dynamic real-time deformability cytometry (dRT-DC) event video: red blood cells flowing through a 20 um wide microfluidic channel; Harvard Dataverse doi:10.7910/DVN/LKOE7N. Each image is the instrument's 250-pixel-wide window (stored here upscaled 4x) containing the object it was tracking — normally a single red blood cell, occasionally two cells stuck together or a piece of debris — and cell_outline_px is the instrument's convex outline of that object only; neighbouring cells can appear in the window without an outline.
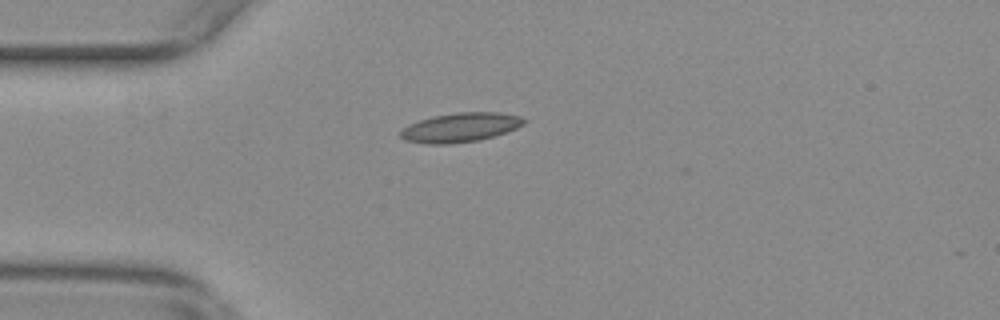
{"species": "common noctule bat (a hibernating species)", "species_latin": "Nyctalus noctula", "temperature_condition": "warm", "stored_images_in_passage": 42, "camera_frame_rate_fps": 3000, "um_per_image_px": 0.085, "animal": {"sex": "female", "body_mass_g": 29.2, "forearm_length_mm": 56.3}, "frame": {"image": 1, "passage_image": 1, "time_ms": 0.0, "image_size_px": [1000, 320], "cell_outline_px": [[528, 120], [524, 124], [516, 128], [480, 140], [448, 144], [428, 144], [404, 140], [400, 136], [400, 132], [408, 124], [432, 116], [456, 112], [500, 112], [520, 116]], "centroid_in_image_um": [39.13, 10.82], "position_along_channel_um": 45.9, "area_um2": 21.04}}
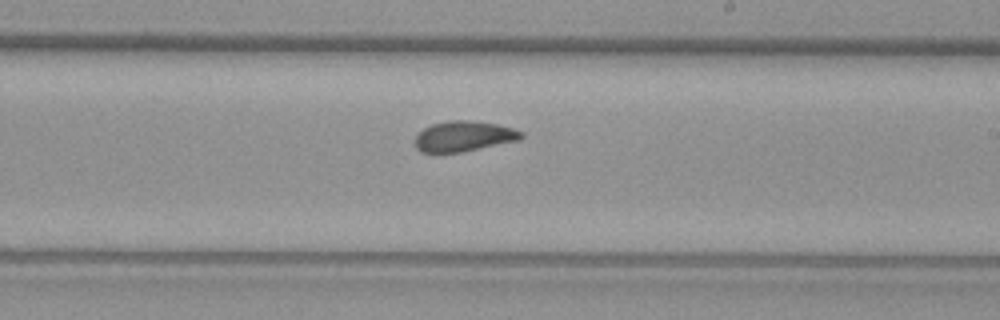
{"frame": {"image": 2, "passage_image": 19, "time_ms": 6.0, "image_size_px": [1000, 320], "cell_outline_px": [[524, 136], [520, 140], [460, 152], [420, 152], [416, 148], [416, 136], [424, 128], [432, 124], [448, 120], [472, 120], [496, 124], [512, 128], [524, 132]], "centroid_in_image_um": [39.45, 11.57], "position_along_channel_um": 249.6, "area_um2": 18.73}}
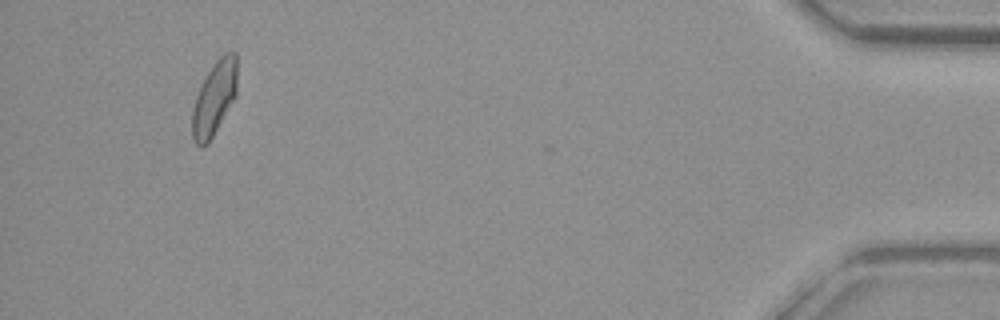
{"frame": {"image": 3, "passage_image": 39, "time_ms": 12.667, "image_size_px": [1000, 320], "cell_outline_px": [[236, 96], [208, 144], [200, 148], [192, 140], [192, 112], [196, 96], [208, 72], [216, 60], [224, 52], [232, 48], [236, 52]], "centroid_in_image_um": [18.22, 8.35], "position_along_channel_um": 417.0, "area_um2": 19.36}, "authors_computed_cell_mechanics": {"area_um2": 18.8428, "velocity_mm_per_s": 3.6668, "shape_relaxation_time_tau1_ms": 4.7418, "shape_relaxation_time_tau2_ms": 1.6429, "deformation_change_tau1": 0.1425, "deformation_change_tau2": 0.0824}}